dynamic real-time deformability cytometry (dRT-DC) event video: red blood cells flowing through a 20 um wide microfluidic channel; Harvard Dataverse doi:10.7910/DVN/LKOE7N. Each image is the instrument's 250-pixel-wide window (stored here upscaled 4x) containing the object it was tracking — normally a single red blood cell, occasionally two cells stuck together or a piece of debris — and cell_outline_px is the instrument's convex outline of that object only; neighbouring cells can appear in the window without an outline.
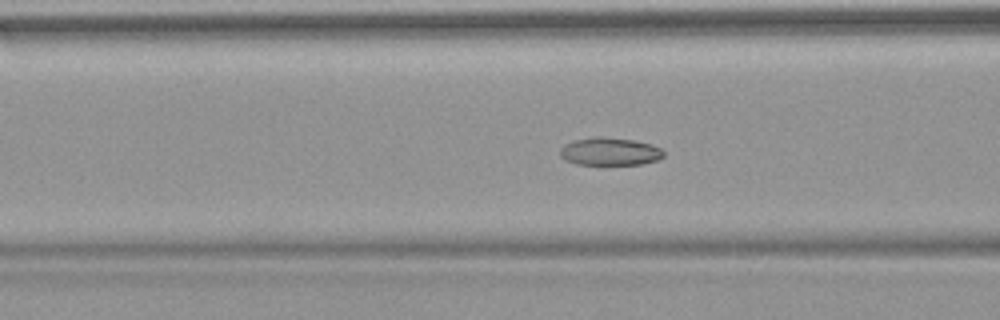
{"species": "common noctule bat (a hibernating species)", "species_latin": "Nyctalus noctula", "temperature_condition": "warm", "stored_images_in_passage": 46, "camera_frame_rate_fps": 3000, "um_per_image_px": 0.085, "animal": {"sex": "female", "body_mass_g": 18.4}, "frame": {"image": 1, "passage_image": 14, "time_ms": 4.333, "image_size_px": [1000, 320], "cell_outline_px": [[664, 156], [656, 160], [640, 164], [576, 164], [564, 160], [560, 156], [560, 148], [564, 144], [576, 140], [596, 136], [600, 136], [632, 140], [652, 144], [660, 148], [664, 152]], "centroid_in_image_um": [51.81, 12.87], "position_along_channel_um": 114.8, "area_um2": 16.7}}
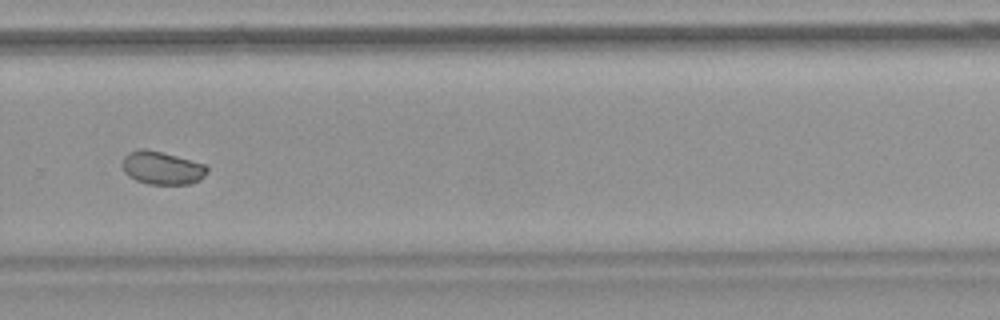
{"frame": {"image": 2, "passage_image": 30, "time_ms": 9.667, "image_size_px": [1000, 320], "cell_outline_px": [[208, 172], [200, 180], [192, 184], [148, 184], [136, 180], [128, 176], [124, 172], [120, 164], [124, 156], [128, 152], [136, 148], [144, 148], [176, 156], [204, 164], [208, 168]], "centroid_in_image_um": [13.73, 14.27], "position_along_channel_um": 316.1, "area_um2": 16.53}}
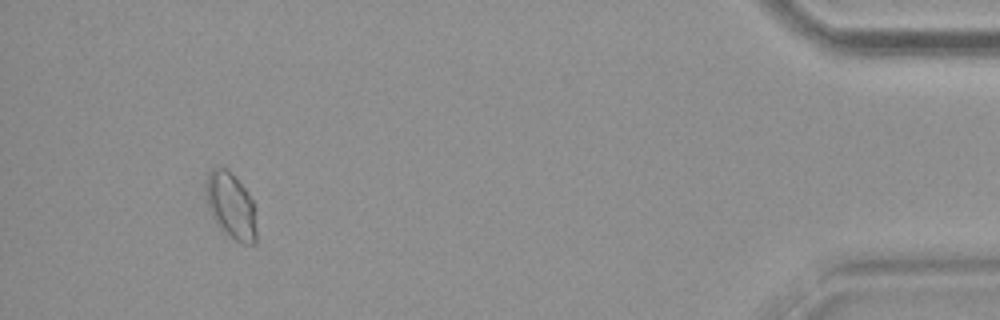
{"frame": {"image": 3, "passage_image": 43, "time_ms": 14.0, "image_size_px": [1000, 320], "cell_outline_px": [[256, 244], [240, 244], [216, 224], [212, 216], [208, 204], [204, 184], [208, 172], [216, 164], [224, 168], [248, 192], [252, 200], [256, 228]], "centroid_in_image_um": [19.61, 17.49], "position_along_channel_um": 415.6, "area_um2": 19.31}, "authors_computed_cell_mechanics": {"area_um2": 16.9354, "velocity_mm_per_s": 3.7826, "shape_relaxation_time_tau1_ms": 9.0611, "shape_relaxation_time_tau2_ms": null, "deformation_change_tau1": 0.2081, "deformation_change_tau2": null}}